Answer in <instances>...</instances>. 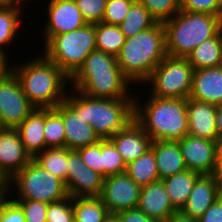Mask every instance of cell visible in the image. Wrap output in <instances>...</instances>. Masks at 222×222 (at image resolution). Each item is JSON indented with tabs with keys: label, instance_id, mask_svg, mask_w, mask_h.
Returning <instances> with one entry per match:
<instances>
[{
	"label": "cell",
	"instance_id": "cell-1",
	"mask_svg": "<svg viewBox=\"0 0 222 222\" xmlns=\"http://www.w3.org/2000/svg\"><path fill=\"white\" fill-rule=\"evenodd\" d=\"M38 55V58L27 63L17 61L10 70L17 76L22 91L36 108H55L66 99L70 78L44 55Z\"/></svg>",
	"mask_w": 222,
	"mask_h": 222
},
{
	"label": "cell",
	"instance_id": "cell-2",
	"mask_svg": "<svg viewBox=\"0 0 222 222\" xmlns=\"http://www.w3.org/2000/svg\"><path fill=\"white\" fill-rule=\"evenodd\" d=\"M70 81L73 89L92 98L121 99L132 95V83L123 75L117 58L99 50L87 56Z\"/></svg>",
	"mask_w": 222,
	"mask_h": 222
},
{
	"label": "cell",
	"instance_id": "cell-3",
	"mask_svg": "<svg viewBox=\"0 0 222 222\" xmlns=\"http://www.w3.org/2000/svg\"><path fill=\"white\" fill-rule=\"evenodd\" d=\"M134 100V121L152 141H179L188 135L187 99L155 98ZM144 105V106H143Z\"/></svg>",
	"mask_w": 222,
	"mask_h": 222
},
{
	"label": "cell",
	"instance_id": "cell-4",
	"mask_svg": "<svg viewBox=\"0 0 222 222\" xmlns=\"http://www.w3.org/2000/svg\"><path fill=\"white\" fill-rule=\"evenodd\" d=\"M64 100L77 115L94 128L100 140L110 139L134 120L135 95L129 98H92L70 89Z\"/></svg>",
	"mask_w": 222,
	"mask_h": 222
},
{
	"label": "cell",
	"instance_id": "cell-5",
	"mask_svg": "<svg viewBox=\"0 0 222 222\" xmlns=\"http://www.w3.org/2000/svg\"><path fill=\"white\" fill-rule=\"evenodd\" d=\"M166 56L165 29L163 23L157 22L153 27L126 38L116 58L123 75L132 85H140Z\"/></svg>",
	"mask_w": 222,
	"mask_h": 222
},
{
	"label": "cell",
	"instance_id": "cell-6",
	"mask_svg": "<svg viewBox=\"0 0 222 222\" xmlns=\"http://www.w3.org/2000/svg\"><path fill=\"white\" fill-rule=\"evenodd\" d=\"M166 53L186 58L195 47L216 36L222 29V18L207 13L180 10L163 23Z\"/></svg>",
	"mask_w": 222,
	"mask_h": 222
},
{
	"label": "cell",
	"instance_id": "cell-7",
	"mask_svg": "<svg viewBox=\"0 0 222 222\" xmlns=\"http://www.w3.org/2000/svg\"><path fill=\"white\" fill-rule=\"evenodd\" d=\"M42 48L43 55L71 78L87 56L96 50L95 24H86L79 29L54 35Z\"/></svg>",
	"mask_w": 222,
	"mask_h": 222
},
{
	"label": "cell",
	"instance_id": "cell-8",
	"mask_svg": "<svg viewBox=\"0 0 222 222\" xmlns=\"http://www.w3.org/2000/svg\"><path fill=\"white\" fill-rule=\"evenodd\" d=\"M193 73L194 69L187 58L166 56L144 84H150L149 95L155 98L188 99L192 89Z\"/></svg>",
	"mask_w": 222,
	"mask_h": 222
},
{
	"label": "cell",
	"instance_id": "cell-9",
	"mask_svg": "<svg viewBox=\"0 0 222 222\" xmlns=\"http://www.w3.org/2000/svg\"><path fill=\"white\" fill-rule=\"evenodd\" d=\"M16 199L50 204L68 197L65 183L38 165L33 159L10 179ZM13 183V184H12ZM17 189V190H16Z\"/></svg>",
	"mask_w": 222,
	"mask_h": 222
},
{
	"label": "cell",
	"instance_id": "cell-10",
	"mask_svg": "<svg viewBox=\"0 0 222 222\" xmlns=\"http://www.w3.org/2000/svg\"><path fill=\"white\" fill-rule=\"evenodd\" d=\"M35 109L17 76L9 70L0 78V128L16 129Z\"/></svg>",
	"mask_w": 222,
	"mask_h": 222
},
{
	"label": "cell",
	"instance_id": "cell-11",
	"mask_svg": "<svg viewBox=\"0 0 222 222\" xmlns=\"http://www.w3.org/2000/svg\"><path fill=\"white\" fill-rule=\"evenodd\" d=\"M141 187L125 172L104 178L99 198L110 214L137 208Z\"/></svg>",
	"mask_w": 222,
	"mask_h": 222
},
{
	"label": "cell",
	"instance_id": "cell-12",
	"mask_svg": "<svg viewBox=\"0 0 222 222\" xmlns=\"http://www.w3.org/2000/svg\"><path fill=\"white\" fill-rule=\"evenodd\" d=\"M104 177L90 169L77 150L68 149L67 181L68 195L76 197H99Z\"/></svg>",
	"mask_w": 222,
	"mask_h": 222
},
{
	"label": "cell",
	"instance_id": "cell-13",
	"mask_svg": "<svg viewBox=\"0 0 222 222\" xmlns=\"http://www.w3.org/2000/svg\"><path fill=\"white\" fill-rule=\"evenodd\" d=\"M187 170L200 175L214 174L217 164L218 140L186 135L178 141Z\"/></svg>",
	"mask_w": 222,
	"mask_h": 222
},
{
	"label": "cell",
	"instance_id": "cell-14",
	"mask_svg": "<svg viewBox=\"0 0 222 222\" xmlns=\"http://www.w3.org/2000/svg\"><path fill=\"white\" fill-rule=\"evenodd\" d=\"M47 22L42 34L45 44L52 36L79 29L86 25L75 0H53L47 6Z\"/></svg>",
	"mask_w": 222,
	"mask_h": 222
},
{
	"label": "cell",
	"instance_id": "cell-15",
	"mask_svg": "<svg viewBox=\"0 0 222 222\" xmlns=\"http://www.w3.org/2000/svg\"><path fill=\"white\" fill-rule=\"evenodd\" d=\"M17 129L0 128V172L11 179L30 161Z\"/></svg>",
	"mask_w": 222,
	"mask_h": 222
},
{
	"label": "cell",
	"instance_id": "cell-16",
	"mask_svg": "<svg viewBox=\"0 0 222 222\" xmlns=\"http://www.w3.org/2000/svg\"><path fill=\"white\" fill-rule=\"evenodd\" d=\"M61 116L65 131V148L78 150L79 148L97 144L100 139L94 132V128L86 123L81 115L65 102H61L54 108Z\"/></svg>",
	"mask_w": 222,
	"mask_h": 222
},
{
	"label": "cell",
	"instance_id": "cell-17",
	"mask_svg": "<svg viewBox=\"0 0 222 222\" xmlns=\"http://www.w3.org/2000/svg\"><path fill=\"white\" fill-rule=\"evenodd\" d=\"M220 195V180L214 174L201 175L181 210L186 215L199 219Z\"/></svg>",
	"mask_w": 222,
	"mask_h": 222
},
{
	"label": "cell",
	"instance_id": "cell-18",
	"mask_svg": "<svg viewBox=\"0 0 222 222\" xmlns=\"http://www.w3.org/2000/svg\"><path fill=\"white\" fill-rule=\"evenodd\" d=\"M109 140L115 145L126 165L149 150L152 143L151 138L134 120Z\"/></svg>",
	"mask_w": 222,
	"mask_h": 222
},
{
	"label": "cell",
	"instance_id": "cell-19",
	"mask_svg": "<svg viewBox=\"0 0 222 222\" xmlns=\"http://www.w3.org/2000/svg\"><path fill=\"white\" fill-rule=\"evenodd\" d=\"M217 106L187 99L188 134L208 140H218L216 130Z\"/></svg>",
	"mask_w": 222,
	"mask_h": 222
},
{
	"label": "cell",
	"instance_id": "cell-20",
	"mask_svg": "<svg viewBox=\"0 0 222 222\" xmlns=\"http://www.w3.org/2000/svg\"><path fill=\"white\" fill-rule=\"evenodd\" d=\"M190 98L222 105V66L194 70Z\"/></svg>",
	"mask_w": 222,
	"mask_h": 222
},
{
	"label": "cell",
	"instance_id": "cell-21",
	"mask_svg": "<svg viewBox=\"0 0 222 222\" xmlns=\"http://www.w3.org/2000/svg\"><path fill=\"white\" fill-rule=\"evenodd\" d=\"M137 208L160 222H167L176 210L170 202L162 180L141 187Z\"/></svg>",
	"mask_w": 222,
	"mask_h": 222
},
{
	"label": "cell",
	"instance_id": "cell-22",
	"mask_svg": "<svg viewBox=\"0 0 222 222\" xmlns=\"http://www.w3.org/2000/svg\"><path fill=\"white\" fill-rule=\"evenodd\" d=\"M45 109L36 108L16 128L24 144L25 151L33 159L46 149L44 139Z\"/></svg>",
	"mask_w": 222,
	"mask_h": 222
},
{
	"label": "cell",
	"instance_id": "cell-23",
	"mask_svg": "<svg viewBox=\"0 0 222 222\" xmlns=\"http://www.w3.org/2000/svg\"><path fill=\"white\" fill-rule=\"evenodd\" d=\"M160 180L187 170L178 141H152Z\"/></svg>",
	"mask_w": 222,
	"mask_h": 222
},
{
	"label": "cell",
	"instance_id": "cell-24",
	"mask_svg": "<svg viewBox=\"0 0 222 222\" xmlns=\"http://www.w3.org/2000/svg\"><path fill=\"white\" fill-rule=\"evenodd\" d=\"M201 175L192 170L174 174L162 179L172 206L181 210L188 200L196 180Z\"/></svg>",
	"mask_w": 222,
	"mask_h": 222
},
{
	"label": "cell",
	"instance_id": "cell-25",
	"mask_svg": "<svg viewBox=\"0 0 222 222\" xmlns=\"http://www.w3.org/2000/svg\"><path fill=\"white\" fill-rule=\"evenodd\" d=\"M186 58L194 70L222 66V30L195 47Z\"/></svg>",
	"mask_w": 222,
	"mask_h": 222
},
{
	"label": "cell",
	"instance_id": "cell-26",
	"mask_svg": "<svg viewBox=\"0 0 222 222\" xmlns=\"http://www.w3.org/2000/svg\"><path fill=\"white\" fill-rule=\"evenodd\" d=\"M74 222H108L112 215L99 197L72 198Z\"/></svg>",
	"mask_w": 222,
	"mask_h": 222
},
{
	"label": "cell",
	"instance_id": "cell-27",
	"mask_svg": "<svg viewBox=\"0 0 222 222\" xmlns=\"http://www.w3.org/2000/svg\"><path fill=\"white\" fill-rule=\"evenodd\" d=\"M125 173L140 187L159 181L160 178L153 149L150 148L135 161L128 163Z\"/></svg>",
	"mask_w": 222,
	"mask_h": 222
},
{
	"label": "cell",
	"instance_id": "cell-28",
	"mask_svg": "<svg viewBox=\"0 0 222 222\" xmlns=\"http://www.w3.org/2000/svg\"><path fill=\"white\" fill-rule=\"evenodd\" d=\"M22 8L24 9V6L0 7V53L6 57L9 55L6 46L9 49L18 35L20 25L23 24V20H20Z\"/></svg>",
	"mask_w": 222,
	"mask_h": 222
},
{
	"label": "cell",
	"instance_id": "cell-29",
	"mask_svg": "<svg viewBox=\"0 0 222 222\" xmlns=\"http://www.w3.org/2000/svg\"><path fill=\"white\" fill-rule=\"evenodd\" d=\"M156 23L157 21L150 15L144 5L139 0H135L119 27L125 37L130 38L145 29L153 27Z\"/></svg>",
	"mask_w": 222,
	"mask_h": 222
},
{
	"label": "cell",
	"instance_id": "cell-30",
	"mask_svg": "<svg viewBox=\"0 0 222 222\" xmlns=\"http://www.w3.org/2000/svg\"><path fill=\"white\" fill-rule=\"evenodd\" d=\"M125 39L119 25H109L103 22L95 24L96 50L117 57Z\"/></svg>",
	"mask_w": 222,
	"mask_h": 222
},
{
	"label": "cell",
	"instance_id": "cell-31",
	"mask_svg": "<svg viewBox=\"0 0 222 222\" xmlns=\"http://www.w3.org/2000/svg\"><path fill=\"white\" fill-rule=\"evenodd\" d=\"M33 160L64 183L67 181L68 148H46Z\"/></svg>",
	"mask_w": 222,
	"mask_h": 222
},
{
	"label": "cell",
	"instance_id": "cell-32",
	"mask_svg": "<svg viewBox=\"0 0 222 222\" xmlns=\"http://www.w3.org/2000/svg\"><path fill=\"white\" fill-rule=\"evenodd\" d=\"M44 139L46 148L65 147V131L62 116L54 109H45Z\"/></svg>",
	"mask_w": 222,
	"mask_h": 222
},
{
	"label": "cell",
	"instance_id": "cell-33",
	"mask_svg": "<svg viewBox=\"0 0 222 222\" xmlns=\"http://www.w3.org/2000/svg\"><path fill=\"white\" fill-rule=\"evenodd\" d=\"M102 167H104V178L126 170L122 156L109 139L102 140Z\"/></svg>",
	"mask_w": 222,
	"mask_h": 222
},
{
	"label": "cell",
	"instance_id": "cell-34",
	"mask_svg": "<svg viewBox=\"0 0 222 222\" xmlns=\"http://www.w3.org/2000/svg\"><path fill=\"white\" fill-rule=\"evenodd\" d=\"M150 15L160 23L171 19L180 11V0H139Z\"/></svg>",
	"mask_w": 222,
	"mask_h": 222
},
{
	"label": "cell",
	"instance_id": "cell-35",
	"mask_svg": "<svg viewBox=\"0 0 222 222\" xmlns=\"http://www.w3.org/2000/svg\"><path fill=\"white\" fill-rule=\"evenodd\" d=\"M75 2L87 24L102 22L107 0H75Z\"/></svg>",
	"mask_w": 222,
	"mask_h": 222
},
{
	"label": "cell",
	"instance_id": "cell-36",
	"mask_svg": "<svg viewBox=\"0 0 222 222\" xmlns=\"http://www.w3.org/2000/svg\"><path fill=\"white\" fill-rule=\"evenodd\" d=\"M46 222H74L72 197L51 202L47 208Z\"/></svg>",
	"mask_w": 222,
	"mask_h": 222
},
{
	"label": "cell",
	"instance_id": "cell-37",
	"mask_svg": "<svg viewBox=\"0 0 222 222\" xmlns=\"http://www.w3.org/2000/svg\"><path fill=\"white\" fill-rule=\"evenodd\" d=\"M135 0H107L102 22L109 25L121 24Z\"/></svg>",
	"mask_w": 222,
	"mask_h": 222
},
{
	"label": "cell",
	"instance_id": "cell-38",
	"mask_svg": "<svg viewBox=\"0 0 222 222\" xmlns=\"http://www.w3.org/2000/svg\"><path fill=\"white\" fill-rule=\"evenodd\" d=\"M180 10L207 13L222 18V0H180Z\"/></svg>",
	"mask_w": 222,
	"mask_h": 222
},
{
	"label": "cell",
	"instance_id": "cell-39",
	"mask_svg": "<svg viewBox=\"0 0 222 222\" xmlns=\"http://www.w3.org/2000/svg\"><path fill=\"white\" fill-rule=\"evenodd\" d=\"M21 208L25 222H46L48 203L27 199H13Z\"/></svg>",
	"mask_w": 222,
	"mask_h": 222
},
{
	"label": "cell",
	"instance_id": "cell-40",
	"mask_svg": "<svg viewBox=\"0 0 222 222\" xmlns=\"http://www.w3.org/2000/svg\"><path fill=\"white\" fill-rule=\"evenodd\" d=\"M77 151L83 162L90 169L98 172L104 177V167H102V140L97 144L79 148Z\"/></svg>",
	"mask_w": 222,
	"mask_h": 222
},
{
	"label": "cell",
	"instance_id": "cell-41",
	"mask_svg": "<svg viewBox=\"0 0 222 222\" xmlns=\"http://www.w3.org/2000/svg\"><path fill=\"white\" fill-rule=\"evenodd\" d=\"M0 222H25L23 211L13 199L5 204L0 213Z\"/></svg>",
	"mask_w": 222,
	"mask_h": 222
},
{
	"label": "cell",
	"instance_id": "cell-42",
	"mask_svg": "<svg viewBox=\"0 0 222 222\" xmlns=\"http://www.w3.org/2000/svg\"><path fill=\"white\" fill-rule=\"evenodd\" d=\"M113 217L117 220V222H160L147 216L138 208L120 211L113 215Z\"/></svg>",
	"mask_w": 222,
	"mask_h": 222
},
{
	"label": "cell",
	"instance_id": "cell-43",
	"mask_svg": "<svg viewBox=\"0 0 222 222\" xmlns=\"http://www.w3.org/2000/svg\"><path fill=\"white\" fill-rule=\"evenodd\" d=\"M199 222H222V195L198 219Z\"/></svg>",
	"mask_w": 222,
	"mask_h": 222
},
{
	"label": "cell",
	"instance_id": "cell-44",
	"mask_svg": "<svg viewBox=\"0 0 222 222\" xmlns=\"http://www.w3.org/2000/svg\"><path fill=\"white\" fill-rule=\"evenodd\" d=\"M10 189L13 191V189L11 188L10 181H0V213L2 212L5 204L10 200L9 198L11 196Z\"/></svg>",
	"mask_w": 222,
	"mask_h": 222
},
{
	"label": "cell",
	"instance_id": "cell-45",
	"mask_svg": "<svg viewBox=\"0 0 222 222\" xmlns=\"http://www.w3.org/2000/svg\"><path fill=\"white\" fill-rule=\"evenodd\" d=\"M167 222H199V220L186 215L182 210H175Z\"/></svg>",
	"mask_w": 222,
	"mask_h": 222
},
{
	"label": "cell",
	"instance_id": "cell-46",
	"mask_svg": "<svg viewBox=\"0 0 222 222\" xmlns=\"http://www.w3.org/2000/svg\"><path fill=\"white\" fill-rule=\"evenodd\" d=\"M214 175L221 180L222 179V140L218 141L217 146V164L214 171Z\"/></svg>",
	"mask_w": 222,
	"mask_h": 222
},
{
	"label": "cell",
	"instance_id": "cell-47",
	"mask_svg": "<svg viewBox=\"0 0 222 222\" xmlns=\"http://www.w3.org/2000/svg\"><path fill=\"white\" fill-rule=\"evenodd\" d=\"M216 130L218 141L222 140V105L217 106L216 109Z\"/></svg>",
	"mask_w": 222,
	"mask_h": 222
},
{
	"label": "cell",
	"instance_id": "cell-48",
	"mask_svg": "<svg viewBox=\"0 0 222 222\" xmlns=\"http://www.w3.org/2000/svg\"><path fill=\"white\" fill-rule=\"evenodd\" d=\"M9 60L7 57L0 53V78H2L9 70H10V65H8Z\"/></svg>",
	"mask_w": 222,
	"mask_h": 222
},
{
	"label": "cell",
	"instance_id": "cell-49",
	"mask_svg": "<svg viewBox=\"0 0 222 222\" xmlns=\"http://www.w3.org/2000/svg\"><path fill=\"white\" fill-rule=\"evenodd\" d=\"M24 4L22 0H0V7L22 6Z\"/></svg>",
	"mask_w": 222,
	"mask_h": 222
},
{
	"label": "cell",
	"instance_id": "cell-50",
	"mask_svg": "<svg viewBox=\"0 0 222 222\" xmlns=\"http://www.w3.org/2000/svg\"><path fill=\"white\" fill-rule=\"evenodd\" d=\"M0 181H10V179H7V178L0 172Z\"/></svg>",
	"mask_w": 222,
	"mask_h": 222
},
{
	"label": "cell",
	"instance_id": "cell-51",
	"mask_svg": "<svg viewBox=\"0 0 222 222\" xmlns=\"http://www.w3.org/2000/svg\"><path fill=\"white\" fill-rule=\"evenodd\" d=\"M108 222H117V220L112 216V218Z\"/></svg>",
	"mask_w": 222,
	"mask_h": 222
},
{
	"label": "cell",
	"instance_id": "cell-52",
	"mask_svg": "<svg viewBox=\"0 0 222 222\" xmlns=\"http://www.w3.org/2000/svg\"><path fill=\"white\" fill-rule=\"evenodd\" d=\"M24 3H25V5H26V3H28V2H32L31 0H22Z\"/></svg>",
	"mask_w": 222,
	"mask_h": 222
},
{
	"label": "cell",
	"instance_id": "cell-53",
	"mask_svg": "<svg viewBox=\"0 0 222 222\" xmlns=\"http://www.w3.org/2000/svg\"><path fill=\"white\" fill-rule=\"evenodd\" d=\"M220 188H221V195H222V179L220 180Z\"/></svg>",
	"mask_w": 222,
	"mask_h": 222
}]
</instances>
